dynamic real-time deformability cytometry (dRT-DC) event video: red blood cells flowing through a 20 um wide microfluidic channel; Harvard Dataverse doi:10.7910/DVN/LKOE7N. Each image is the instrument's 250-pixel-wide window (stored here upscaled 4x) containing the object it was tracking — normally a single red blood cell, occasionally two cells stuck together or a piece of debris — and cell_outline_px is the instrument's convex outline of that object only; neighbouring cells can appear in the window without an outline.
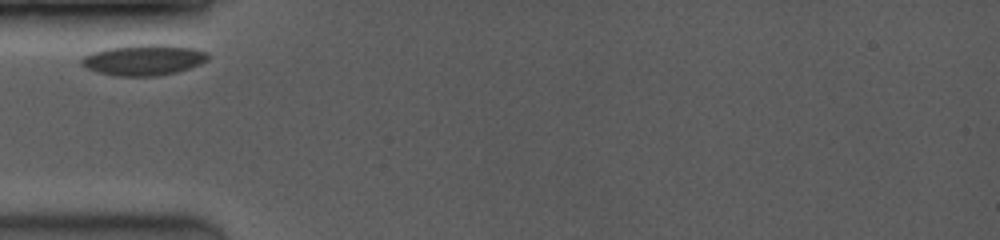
{"species": "common noctule bat (a hibernating species)", "species_latin": "Nyctalus noctula", "temperature_condition": "room temperature", "stored_images_in_passage": 2, "camera_frame_rate_fps": 3500, "um_per_image_px": 0.085, "animal": {"sex": "female", "body_mass_g": 19.0, "forearm_length_mm": 53.3}, "frame": {"image": 1, "passage_image": 1, "time_ms": 0.0, "image_size_px": [1000, 240], "cell_outline_px": [[208, 60], [200, 64], [176, 72], [156, 76], [116, 76], [96, 72], [80, 64], [80, 60], [84, 56], [108, 48], [132, 44], [168, 44], [192, 48], [208, 52]], "centroid_in_image_um": [12.23, 5.09], "position_along_channel_um": 72.8, "area_um2": 22.72}}